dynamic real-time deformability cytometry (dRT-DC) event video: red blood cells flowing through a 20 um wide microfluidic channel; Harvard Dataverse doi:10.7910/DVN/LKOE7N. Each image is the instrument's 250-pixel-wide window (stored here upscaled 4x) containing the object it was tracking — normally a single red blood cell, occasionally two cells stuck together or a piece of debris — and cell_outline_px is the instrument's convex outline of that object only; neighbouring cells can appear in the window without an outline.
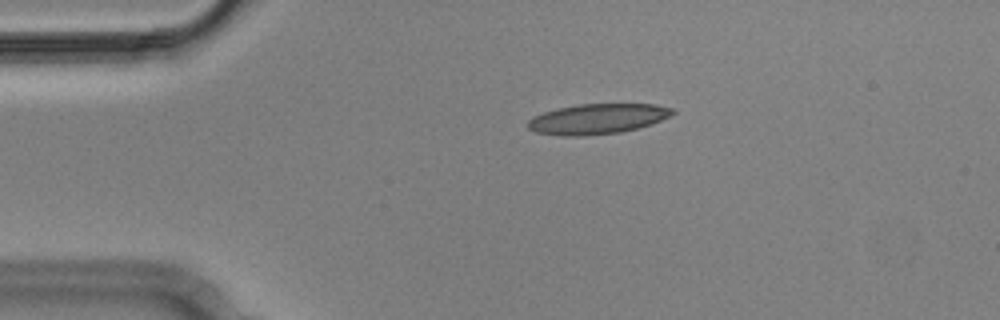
{"species": "Egyptian fruit bat (a non-hibernating species)", "species_latin": "Rousettus aegyptiacus", "temperature_condition": "cold", "stored_images_in_passage": 4, "camera_frame_rate_fps": 3000, "um_per_image_px": 0.085, "animal": {"sex": "male"}, "frame": {"image": 1, "passage_image": 3, "time_ms": 0.667, "image_size_px": [1000, 320], "cell_outline_px": [[676, 112], [652, 124], [640, 128], [620, 132], [584, 136], [560, 136], [536, 132], [528, 128], [528, 120], [532, 116], [556, 108], [580, 104], [656, 104], [672, 108]], "centroid_in_image_um": [50.77, 10.11], "position_along_channel_um": 34.2, "area_um2": 25.61}}